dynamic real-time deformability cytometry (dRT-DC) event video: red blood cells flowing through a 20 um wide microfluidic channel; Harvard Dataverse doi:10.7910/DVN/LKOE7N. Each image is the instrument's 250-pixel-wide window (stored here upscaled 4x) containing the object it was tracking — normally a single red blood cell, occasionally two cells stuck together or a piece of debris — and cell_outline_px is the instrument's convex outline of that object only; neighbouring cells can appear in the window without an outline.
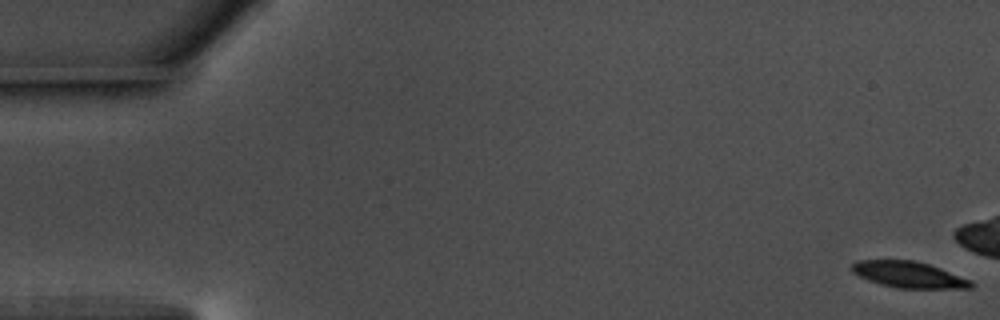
{"species": "common noctule bat (a hibernating species)", "species_latin": "Nyctalus noctula", "temperature_condition": "warm", "stored_images_in_passage": 58, "camera_frame_rate_fps": 3000, "um_per_image_px": 0.085, "animal": {"sex": "male", "body_mass_g": 17.5, "forearm_length_mm": 52.3}, "frame": {"image": 1, "passage_image": 1, "time_ms": 0.0, "image_size_px": [1000, 320], "cell_outline_px": [[976, 284], [972, 288], [900, 288], [880, 284], [868, 280], [852, 272], [852, 264], [856, 260], [916, 260], [940, 268], [972, 280]], "centroid_in_image_um": [77.28, 23.34], "position_along_channel_um": 7.7, "area_um2": 18.21}}
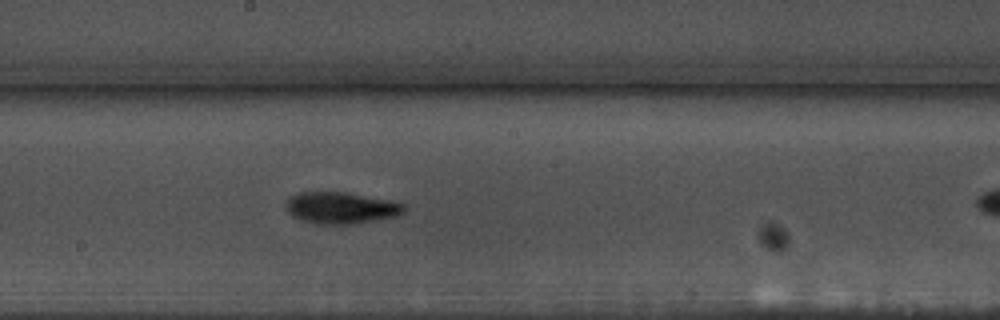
{"frame": {"image": 2, "passage_image": 31, "time_ms": 10.0, "image_size_px": [1000, 320], "cell_outline_px": [[404, 212], [396, 216], [376, 220], [352, 224], [316, 224], [300, 220], [292, 216], [288, 212], [284, 204], [292, 196], [300, 192], [344, 192], [388, 200], [404, 204]], "centroid_in_image_um": [28.94, 17.68], "position_along_channel_um": 219.3, "area_um2": 21.62}}
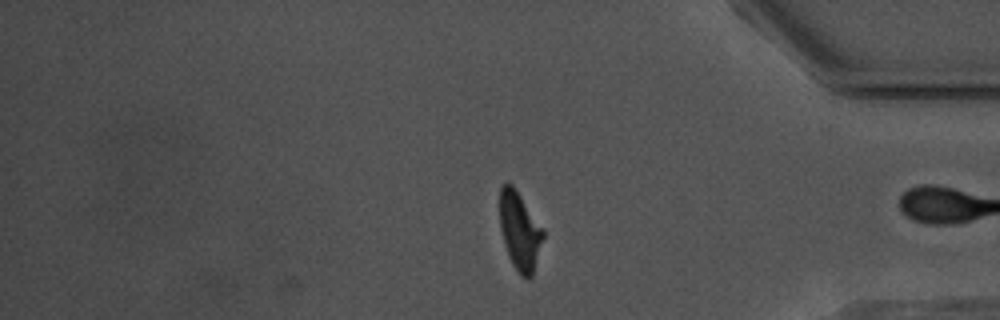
{"frame": {"image": 3, "passage_image": 47, "time_ms": 15.333, "image_size_px": [1000, 320], "cell_outline_px": [[544, 236], [532, 276], [520, 276], [512, 264], [508, 256], [500, 228], [500, 188], [508, 180], [516, 188], [544, 228]], "centroid_in_image_um": [44.18, 19.58], "position_along_channel_um": 391.0, "area_um2": 19.88}, "authors_computed_cell_mechanics": {"area_um2": 20.0855, "velocity_mm_per_s": 3.6442, "shape_relaxation_time_tau1_ms": 2.8822, "shape_relaxation_time_tau2_ms": 6.3283, "deformation_change_tau1": 0.1495, "deformation_change_tau2": 0.1389}}